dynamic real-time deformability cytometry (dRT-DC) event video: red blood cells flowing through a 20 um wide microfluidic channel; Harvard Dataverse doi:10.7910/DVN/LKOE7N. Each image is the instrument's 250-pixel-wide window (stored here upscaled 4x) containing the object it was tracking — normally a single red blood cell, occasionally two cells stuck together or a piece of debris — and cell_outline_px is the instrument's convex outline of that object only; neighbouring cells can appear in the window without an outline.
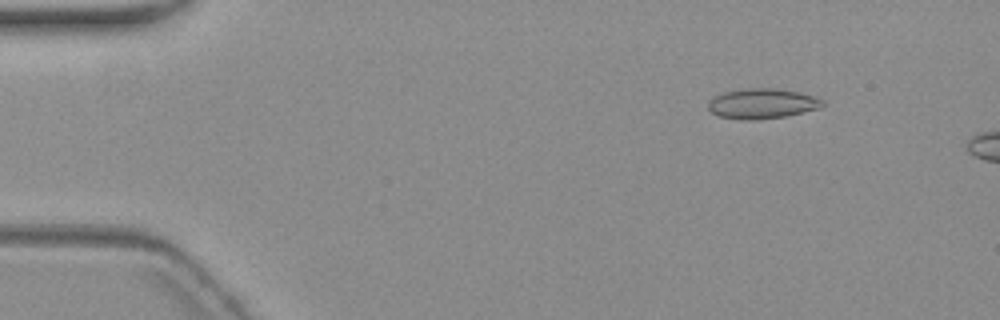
{"species": "common noctule bat (a hibernating species)", "species_latin": "Nyctalus noctula", "temperature_condition": "warm", "stored_images_in_passage": 6, "camera_frame_rate_fps": 3000, "um_per_image_px": 0.085, "animal": {"sex": "female", "body_mass_g": 19.3, "forearm_length_mm": 54.1}, "frame": {"image": 1, "passage_image": 6, "time_ms": 6.0, "image_size_px": [1000, 320], "cell_outline_px": [[824, 104], [820, 108], [784, 116], [752, 120], [748, 120], [720, 116], [712, 112], [708, 108], [708, 100], [724, 92], [748, 88], [772, 88], [800, 92], [816, 96], [824, 100]], "centroid_in_image_um": [64.81, 8.79], "position_along_channel_um": 20.2, "area_um2": 19.88}}